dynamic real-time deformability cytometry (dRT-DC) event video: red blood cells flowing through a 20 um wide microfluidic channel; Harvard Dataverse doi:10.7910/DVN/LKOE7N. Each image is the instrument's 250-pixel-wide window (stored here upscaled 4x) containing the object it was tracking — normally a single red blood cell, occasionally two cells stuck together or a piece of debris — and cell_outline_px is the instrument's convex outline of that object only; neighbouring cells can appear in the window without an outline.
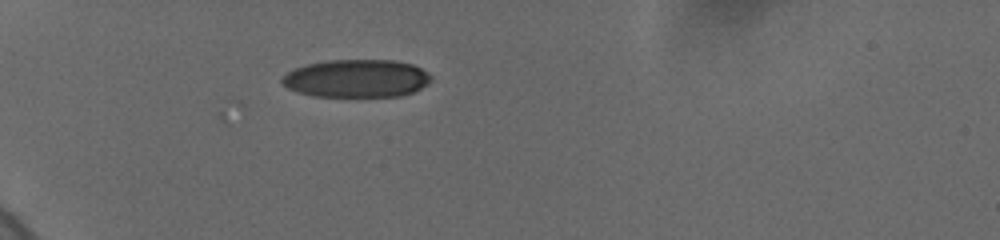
{"species": "human", "species_latin": "Homo sapiens", "temperature_condition": "cold", "stored_images_in_passage": 36, "camera_frame_rate_fps": 3000, "um_per_image_px": 0.085, "donor": {"sex": "female"}, "frame": {"image": 1, "passage_image": 1, "time_ms": 0.0, "image_size_px": [1000, 240], "cell_outline_px": [[432, 80], [428, 84], [412, 92], [400, 96], [312, 96], [296, 92], [288, 88], [280, 80], [288, 72], [296, 68], [308, 64], [328, 60], [392, 60], [412, 64], [428, 72], [432, 76]], "centroid_in_image_um": [30.33, 6.67], "position_along_channel_um": 54.7, "area_um2": 32.83}}
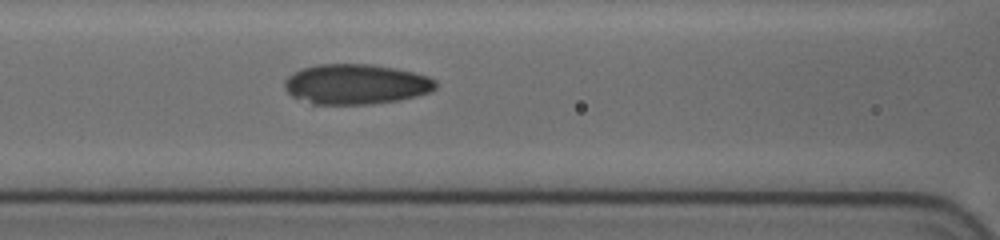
{"frame": {"image": 2, "passage_image": 15, "time_ms": 3.0, "image_size_px": [1000, 240], "cell_outline_px": [[436, 88], [428, 92], [416, 96], [396, 100], [372, 104], [312, 104], [292, 96], [284, 88], [284, 80], [292, 72], [316, 64], [368, 64], [396, 68], [428, 76], [436, 80]], "centroid_in_image_um": [30.22, 7.15], "position_along_channel_um": 136.4, "area_um2": 35.32}}
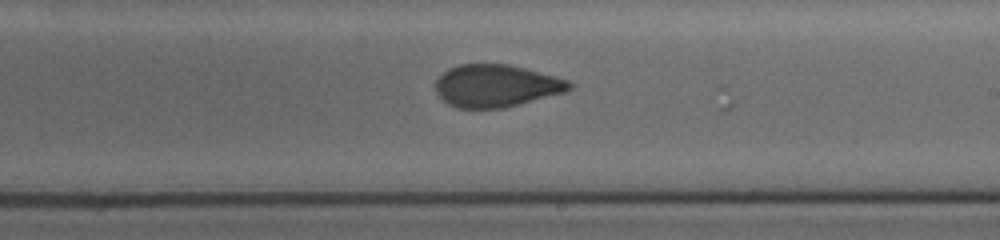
{"frame": {"image": 3, "passage_image": 30, "time_ms": 6.0, "image_size_px": [1000, 240], "cell_outline_px": [[572, 88], [568, 92], [500, 108], [456, 108], [448, 104], [436, 92], [436, 80], [448, 68], [460, 64], [508, 64], [556, 76], [568, 80], [572, 84]], "centroid_in_image_um": [42.19, 7.29], "position_along_channel_um": 246.8, "area_um2": 32.95}}